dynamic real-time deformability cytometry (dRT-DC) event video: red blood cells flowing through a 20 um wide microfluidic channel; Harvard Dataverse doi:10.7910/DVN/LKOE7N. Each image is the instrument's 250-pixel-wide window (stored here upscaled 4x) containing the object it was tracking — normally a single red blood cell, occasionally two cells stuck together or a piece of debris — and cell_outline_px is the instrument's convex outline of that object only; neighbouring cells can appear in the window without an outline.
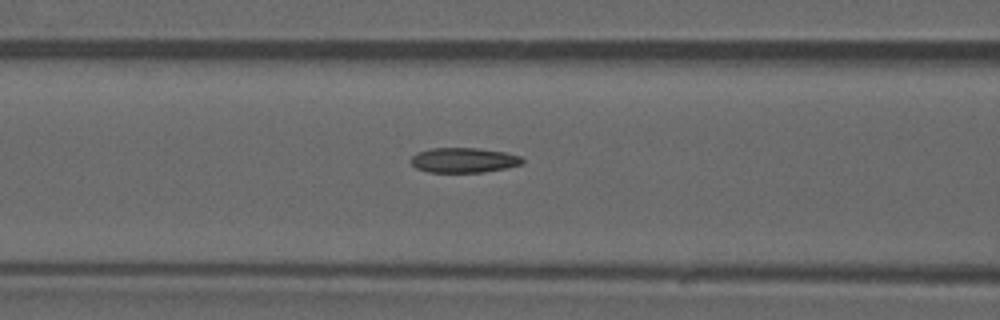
{"species": "common noctule bat (a hibernating species)", "species_latin": "Nyctalus noctula", "temperature_condition": "warm", "stored_images_in_passage": 41, "camera_frame_rate_fps": 3000, "um_per_image_px": 0.085, "animal": {"sex": "male", "forearm_length_mm": 52.5}, "frame": {"image": 1, "passage_image": 15, "time_ms": 4.667, "image_size_px": [1000, 320], "cell_outline_px": [[524, 164], [484, 172], [428, 172], [416, 168], [408, 160], [416, 152], [432, 148], [476, 148], [504, 152], [520, 156], [524, 160]], "centroid_in_image_um": [39.38, 13.61], "position_along_channel_um": 127.2, "area_um2": 16.24}}